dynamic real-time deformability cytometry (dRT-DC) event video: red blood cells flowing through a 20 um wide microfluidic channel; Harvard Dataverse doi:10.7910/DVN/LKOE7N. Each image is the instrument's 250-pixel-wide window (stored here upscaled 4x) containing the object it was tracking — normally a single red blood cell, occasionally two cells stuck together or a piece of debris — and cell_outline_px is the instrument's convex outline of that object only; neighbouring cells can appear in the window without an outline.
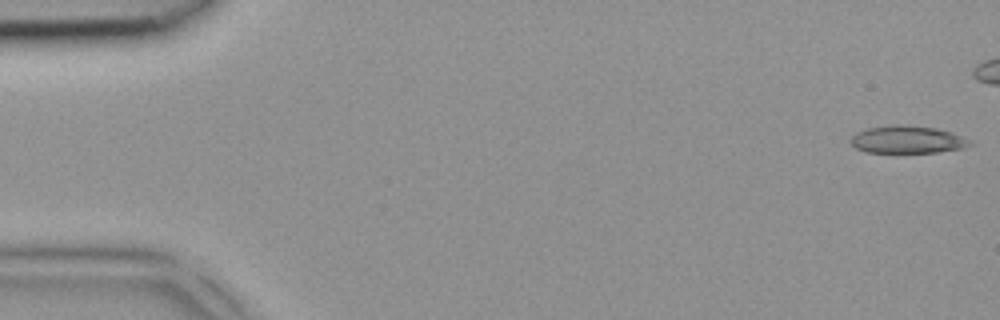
{"species": "common noctule bat (a hibernating species)", "species_latin": "Nyctalus noctula", "temperature_condition": "room temperature", "stored_images_in_passage": 5, "camera_frame_rate_fps": 3000, "um_per_image_px": 0.085, "animal": {"sex": "female", "body_mass_g": 18.4}, "frame": {"image": 1, "passage_image": 1, "time_ms": 0.0, "image_size_px": [1000, 320], "cell_outline_px": [[976, 144], [964, 148], [936, 152], [864, 152], [856, 148], [852, 144], [852, 136], [856, 132], [868, 128], [896, 124], [936, 128], [952, 132]], "centroid_in_image_um": [77.15, 11.86], "position_along_channel_um": 7.9, "area_um2": 18.96}}
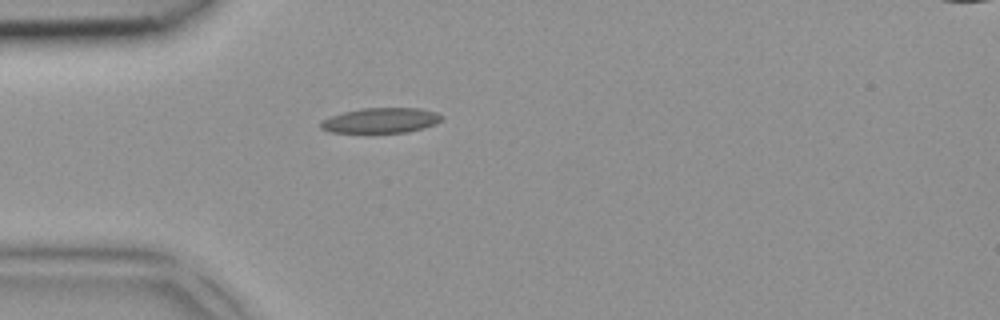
{"frame": {"image": 2, "passage_image": 5, "time_ms": 1.333, "image_size_px": [1000, 320], "cell_outline_px": [[444, 116], [436, 124], [424, 128], [408, 132], [328, 132], [320, 128], [320, 124], [324, 120], [332, 116], [344, 112], [360, 108], [420, 108], [436, 112]], "centroid_in_image_um": [32.41, 10.23], "position_along_channel_um": 52.6, "area_um2": 17.63}}